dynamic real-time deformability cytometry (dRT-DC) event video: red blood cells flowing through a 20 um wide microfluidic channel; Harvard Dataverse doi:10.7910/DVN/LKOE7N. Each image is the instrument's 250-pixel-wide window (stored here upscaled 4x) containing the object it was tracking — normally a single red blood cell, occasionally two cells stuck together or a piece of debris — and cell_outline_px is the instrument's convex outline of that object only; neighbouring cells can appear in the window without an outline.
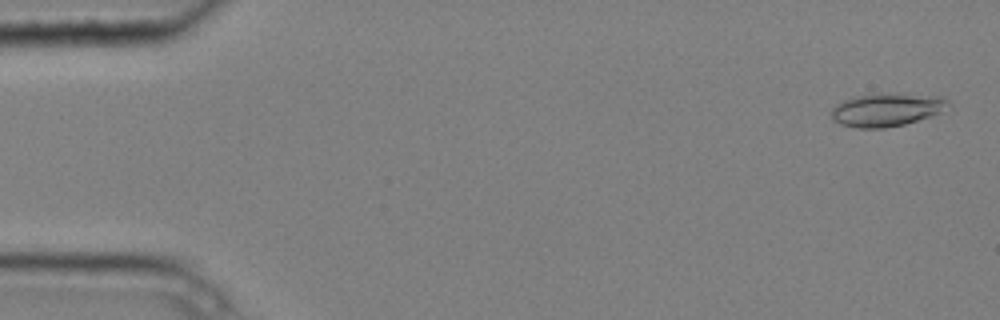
{"species": "common noctule bat (a hibernating species)", "species_latin": "Nyctalus noctula", "temperature_condition": "cold", "stored_images_in_passage": 6, "camera_frame_rate_fps": 3000, "um_per_image_px": 0.085, "animal": {"sex": "male", "body_mass_g": 20.4}, "frame": {"image": 1, "passage_image": 1, "time_ms": 0.0, "image_size_px": [1000, 320], "cell_outline_px": [[948, 104], [940, 112], [904, 124], [884, 128], [856, 128], [840, 124], [832, 120], [832, 108], [836, 104], [852, 96], [872, 92], [880, 92], [944, 96], [948, 100]], "centroid_in_image_um": [75.3, 9.29], "position_along_channel_um": 9.7, "area_um2": 22.83}}
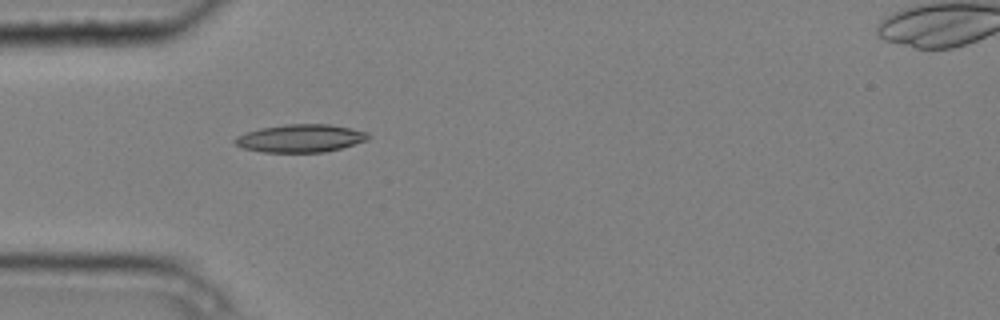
{"frame": {"image": 2, "passage_image": 5, "time_ms": 1.333, "image_size_px": [1000, 320], "cell_outline_px": [[372, 136], [368, 140], [340, 148], [324, 152], [264, 152], [240, 148], [232, 140], [236, 136], [244, 132], [260, 128], [284, 124], [328, 124], [368, 132]], "centroid_in_image_um": [25.5, 11.75], "position_along_channel_um": 59.5, "area_um2": 21.79}}